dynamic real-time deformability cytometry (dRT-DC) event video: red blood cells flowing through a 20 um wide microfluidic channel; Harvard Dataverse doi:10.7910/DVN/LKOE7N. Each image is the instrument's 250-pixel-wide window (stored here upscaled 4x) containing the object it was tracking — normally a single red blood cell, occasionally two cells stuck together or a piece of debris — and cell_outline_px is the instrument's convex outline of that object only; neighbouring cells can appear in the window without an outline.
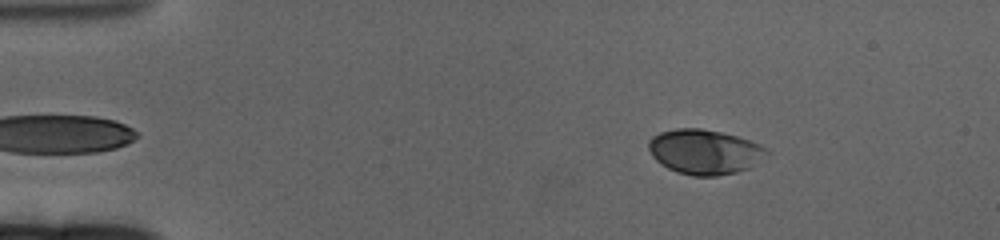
{"species": "human", "species_latin": "Homo sapiens", "temperature_condition": "cold", "stored_images_in_passage": 58, "camera_frame_rate_fps": 3000, "um_per_image_px": 0.085, "donor": {"sex": "female"}, "frame": {"image": 1, "passage_image": 5, "time_ms": 1.333, "image_size_px": [1000, 240], "cell_outline_px": [[768, 152], [748, 168], [736, 172], [716, 176], [692, 176], [676, 172], [660, 164], [652, 156], [648, 148], [648, 140], [652, 136], [660, 132], [676, 128], [700, 128], [720, 132], [736, 136], [760, 144]], "centroid_in_image_um": [59.81, 12.9], "position_along_channel_um": 25.2, "area_um2": 30.63}}
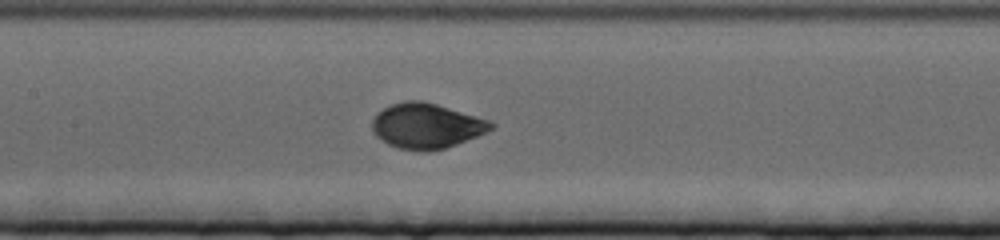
{"frame": {"image": 2, "passage_image": 26, "time_ms": 8.333, "image_size_px": [1000, 240], "cell_outline_px": [[496, 124], [492, 128], [476, 136], [456, 144], [444, 148], [428, 152], [420, 152], [396, 148], [388, 144], [376, 136], [372, 132], [372, 120], [376, 112], [392, 104], [404, 100], [420, 100], [436, 104], [488, 120]], "centroid_in_image_um": [36.18, 10.71], "position_along_channel_um": 171.2, "area_um2": 31.21}}
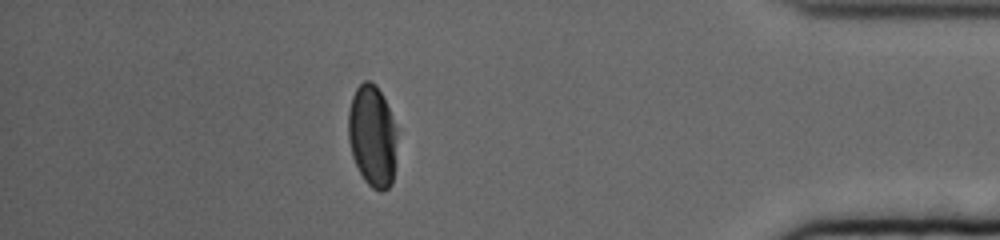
{"frame": {"image": 3, "passage_image": 51, "time_ms": 16.667, "image_size_px": [1000, 240], "cell_outline_px": [[396, 136], [392, 184], [384, 192], [380, 192], [372, 188], [364, 180], [352, 156], [348, 140], [348, 112], [352, 96], [356, 88], [364, 80], [368, 80], [376, 84], [388, 108], [396, 128]], "centroid_in_image_um": [31.62, 11.57], "position_along_channel_um": 403.6, "area_um2": 28.78}, "authors_computed_cell_mechanics": {"area_um2": 30.3739, "velocity_mm_per_s": 3.2375, "shape_relaxation_time_tau1_ms": 3.3268, "shape_relaxation_time_tau2_ms": null, "deformation_change_tau1": 0.1398, "deformation_change_tau2": null}}